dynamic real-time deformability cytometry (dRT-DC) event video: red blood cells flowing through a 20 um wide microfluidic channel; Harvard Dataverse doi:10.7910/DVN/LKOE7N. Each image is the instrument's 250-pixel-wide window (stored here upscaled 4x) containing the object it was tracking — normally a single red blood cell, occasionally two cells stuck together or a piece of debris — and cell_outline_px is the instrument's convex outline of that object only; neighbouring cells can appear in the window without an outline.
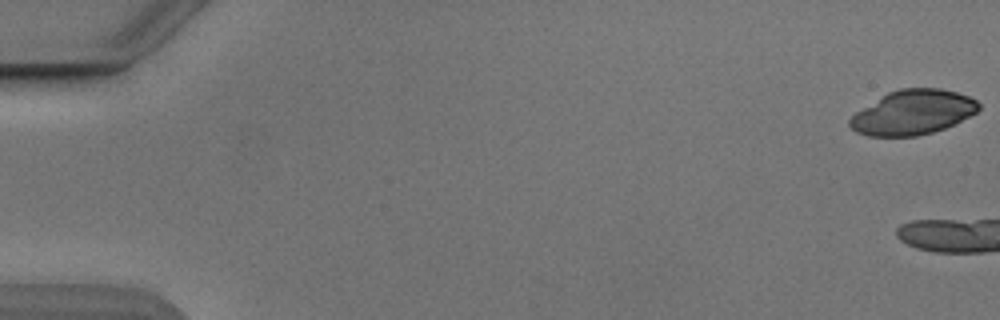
{"species": "Egyptian fruit bat (a non-hibernating species)", "species_latin": "Rousettus aegyptiacus", "temperature_condition": "cold", "stored_images_in_passage": 10, "camera_frame_rate_fps": 3000, "um_per_image_px": 0.085, "animal": {"sex": "male"}, "frame": {"image": 1, "passage_image": 1, "time_ms": 0.0, "image_size_px": [1000, 320], "cell_outline_px": [[980, 108], [976, 112], [944, 128], [932, 132], [916, 136], [868, 136], [856, 132], [848, 124], [848, 120], [856, 112], [888, 92], [900, 88], [940, 88], [956, 92], [968, 96], [976, 100], [980, 104]], "centroid_in_image_um": [77.57, 9.55], "position_along_channel_um": 7.4, "area_um2": 33.18}}